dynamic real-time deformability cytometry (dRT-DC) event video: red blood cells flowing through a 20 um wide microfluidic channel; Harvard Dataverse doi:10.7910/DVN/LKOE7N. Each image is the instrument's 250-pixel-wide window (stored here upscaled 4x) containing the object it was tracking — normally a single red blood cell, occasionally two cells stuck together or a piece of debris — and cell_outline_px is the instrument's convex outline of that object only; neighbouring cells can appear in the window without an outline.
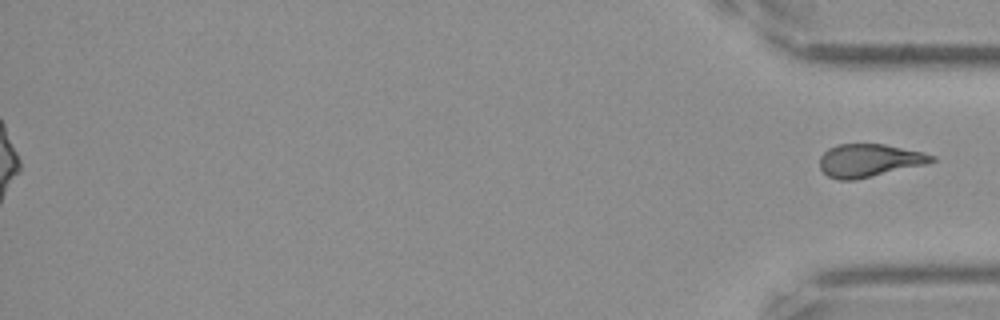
{"species": "Egyptian fruit bat (a non-hibernating species)", "species_latin": "Rousettus aegyptiacus", "temperature_condition": "cold", "stored_images_in_passage": 43, "segment_of_instrument_passage": [2, 2], "camera_frame_rate_fps": 3000, "um_per_image_px": 0.085, "frame": {"image": 1, "passage_image": 43, "time_ms": 14.0, "image_size_px": [1000, 320], "cell_outline_px": [[936, 160], [924, 164], [856, 180], [840, 180], [828, 176], [820, 168], [820, 156], [828, 148], [840, 144], [884, 144], [924, 152], [936, 156]], "centroid_in_image_um": [73.88, 13.63], "position_along_channel_um": 361.3, "area_um2": 21.39}}